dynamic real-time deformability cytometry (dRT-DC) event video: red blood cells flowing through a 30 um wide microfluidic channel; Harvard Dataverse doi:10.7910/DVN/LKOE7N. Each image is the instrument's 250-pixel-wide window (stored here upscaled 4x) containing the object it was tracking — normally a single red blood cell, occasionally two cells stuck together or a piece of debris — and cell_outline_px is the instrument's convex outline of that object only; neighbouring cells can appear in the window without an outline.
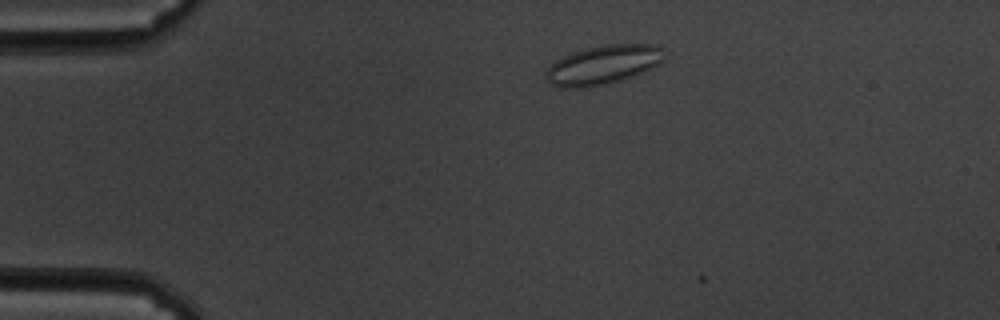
{"species": "common noctule bat (a hibernating species)", "species_latin": "Nyctalus noctula", "temperature_condition": "cold", "stored_images_in_passage": 2, "camera_frame_rate_fps": 3000, "um_per_image_px": 0.085, "animal": {"sex": "male", "body_mass_g": 19.5, "forearm_length_mm": 54.6}, "frame": {"image": 1, "passage_image": 1, "time_ms": 0.0, "image_size_px": [1000, 320], "cell_outline_px": [[664, 60], [660, 64], [652, 68], [624, 80], [608, 84], [588, 88], [560, 88], [548, 84], [544, 76], [548, 68], [556, 60], [564, 56], [588, 48], [608, 44], [660, 44]], "centroid_in_image_um": [51.27, 5.54], "position_along_channel_um": 33.7, "area_um2": 27.22}}